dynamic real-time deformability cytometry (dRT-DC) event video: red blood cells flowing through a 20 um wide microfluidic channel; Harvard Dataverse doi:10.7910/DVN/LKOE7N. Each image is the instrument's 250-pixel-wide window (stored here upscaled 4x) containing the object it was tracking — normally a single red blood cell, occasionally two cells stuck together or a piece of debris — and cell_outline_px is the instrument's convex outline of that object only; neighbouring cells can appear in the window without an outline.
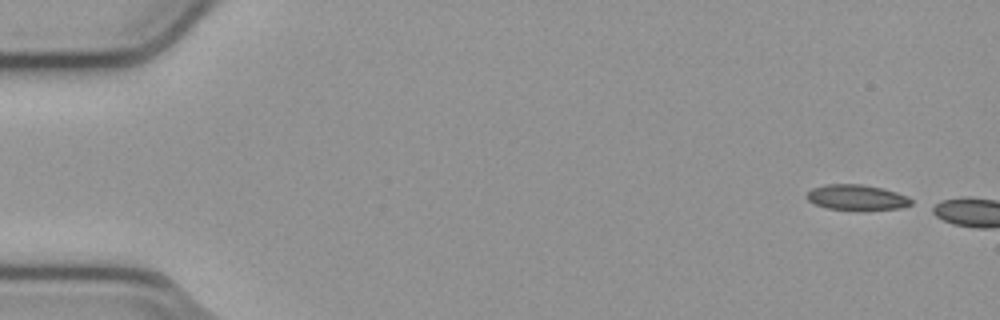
{"species": "common noctule bat (a hibernating species)", "species_latin": "Nyctalus noctula", "temperature_condition": "cold", "stored_images_in_passage": 4, "camera_frame_rate_fps": 3000, "um_per_image_px": 0.085, "animal": {"sex": "male", "body_mass_g": 23.1, "forearm_length_mm": 52.7}, "frame": {"image": 1, "passage_image": 1, "time_ms": 0.0, "image_size_px": [1000, 320], "cell_outline_px": [[912, 204], [900, 208], [860, 212], [828, 208], [816, 204], [808, 200], [804, 196], [812, 188], [824, 184], [860, 184], [880, 188], [896, 192], [908, 196], [912, 200]], "centroid_in_image_um": [72.82, 16.81], "position_along_channel_um": 12.2, "area_um2": 15.9}}